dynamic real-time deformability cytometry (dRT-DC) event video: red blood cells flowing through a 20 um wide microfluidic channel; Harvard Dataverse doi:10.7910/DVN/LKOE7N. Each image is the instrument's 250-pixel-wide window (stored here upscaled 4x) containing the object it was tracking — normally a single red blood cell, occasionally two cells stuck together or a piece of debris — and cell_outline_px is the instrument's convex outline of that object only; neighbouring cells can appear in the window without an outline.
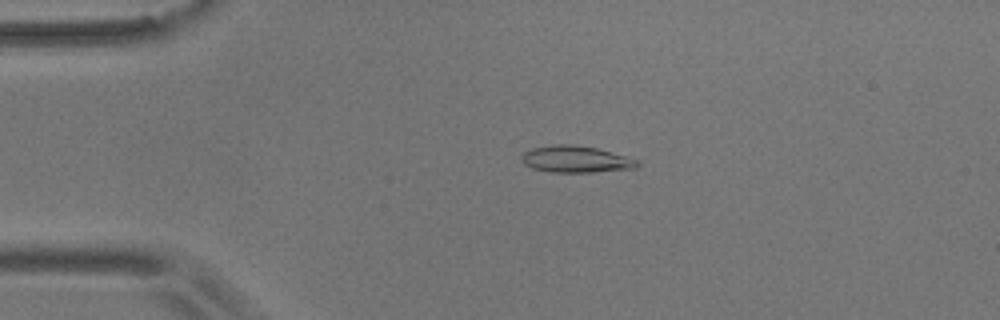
{"species": "common noctule bat (a hibernating species)", "species_latin": "Nyctalus noctula", "temperature_condition": "room temperature", "stored_images_in_passage": 49, "camera_frame_rate_fps": 3000, "um_per_image_px": 0.085, "animal": {"sex": "male", "body_mass_g": 17.9}, "frame": {"image": 1, "passage_image": 11, "time_ms": 3.333, "image_size_px": [1000, 320], "cell_outline_px": [[640, 164], [636, 168], [592, 172], [552, 172], [532, 168], [524, 164], [520, 160], [520, 156], [524, 152], [532, 148], [552, 144], [572, 144], [596, 148], [612, 152], [636, 160]], "centroid_in_image_um": [48.89, 13.53], "position_along_channel_um": 36.1, "area_um2": 17.98}}
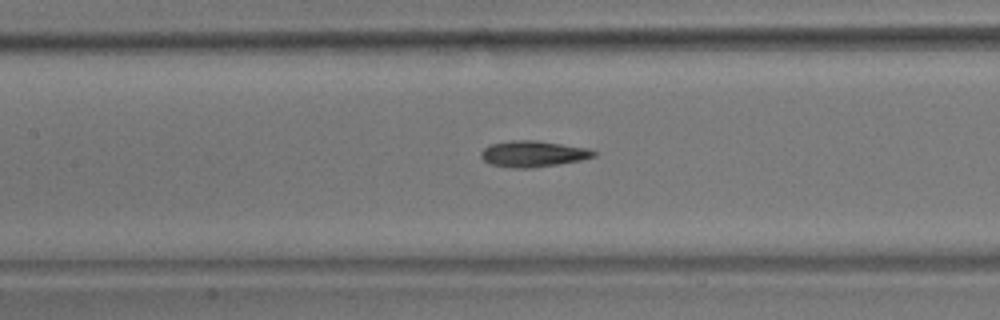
{"frame": {"image": 2, "passage_image": 24, "time_ms": 7.667, "image_size_px": [1000, 320], "cell_outline_px": [[596, 156], [580, 160], [560, 164], [532, 168], [512, 168], [488, 164], [480, 156], [480, 152], [484, 148], [492, 144], [512, 140], [536, 140], [588, 148], [596, 152]], "centroid_in_image_um": [45.3, 13.08], "position_along_channel_um": 162.1, "area_um2": 17.22}}
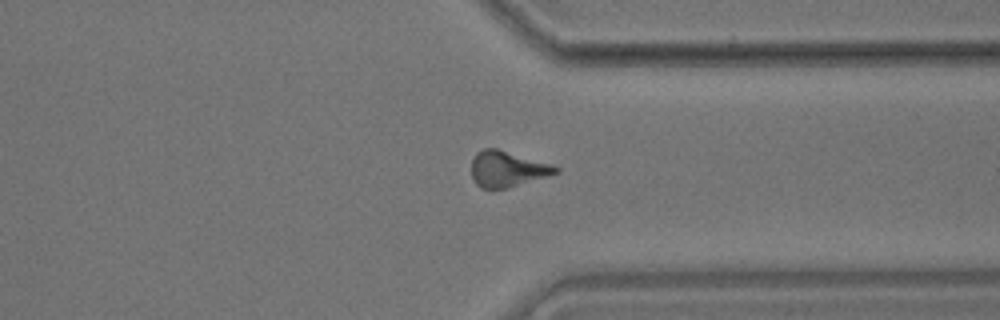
{"frame": {"image": 3, "passage_image": 41, "time_ms": 13.333, "image_size_px": [1000, 320], "cell_outline_px": [[560, 172], [548, 176], [508, 188], [480, 188], [476, 184], [472, 176], [472, 160], [476, 152], [484, 148], [496, 148], [552, 164], [560, 168]], "centroid_in_image_um": [43.13, 14.36], "position_along_channel_um": 368.3, "area_um2": 17.57}, "authors_computed_cell_mechanics": {"area_um2": 17.051, "velocity_mm_per_s": 3.6628, "shape_relaxation_time_tau1_ms": 4.6683, "shape_relaxation_time_tau2_ms": 4.3212, "deformation_change_tau1": 0.1479, "deformation_change_tau2": 0.1373}}